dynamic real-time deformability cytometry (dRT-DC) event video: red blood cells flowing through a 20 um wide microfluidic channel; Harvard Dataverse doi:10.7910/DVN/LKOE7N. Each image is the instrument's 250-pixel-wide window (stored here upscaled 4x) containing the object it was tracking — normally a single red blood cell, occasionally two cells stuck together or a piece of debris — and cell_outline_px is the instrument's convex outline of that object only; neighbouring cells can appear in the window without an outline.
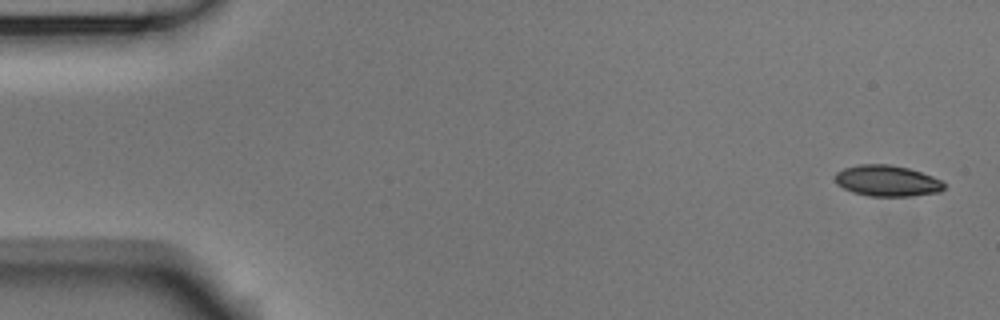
{"species": "Egyptian fruit bat (a non-hibernating species)", "species_latin": "Rousettus aegyptiacus", "temperature_condition": "room temperature", "stored_images_in_passage": 5, "camera_frame_rate_fps": 3000, "um_per_image_px": 0.085, "animal": {"sex": "male"}, "frame": {"image": 1, "passage_image": 1, "time_ms": 0.0, "image_size_px": [1000, 320], "cell_outline_px": [[944, 188], [940, 192], [912, 196], [868, 196], [852, 192], [836, 184], [832, 176], [836, 172], [844, 168], [860, 164], [888, 164], [908, 168], [932, 176], [940, 180], [944, 184]], "centroid_in_image_um": [75.35, 15.37], "position_along_channel_um": 9.6, "area_um2": 19.83}}
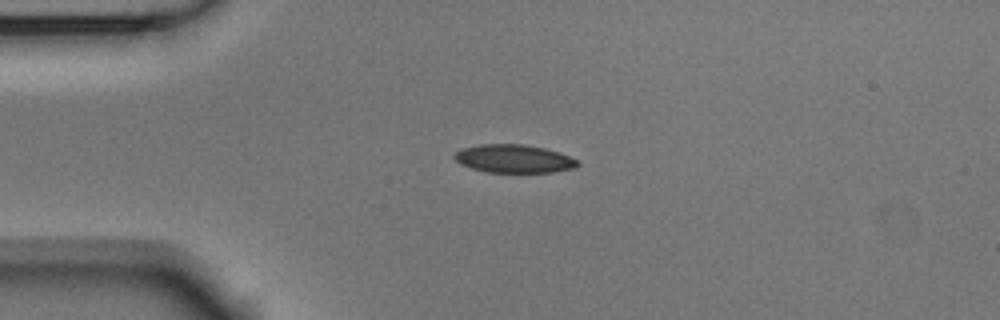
{"frame": {"image": 2, "passage_image": 4, "time_ms": 1.0, "image_size_px": [1000, 320], "cell_outline_px": [[580, 164], [576, 168], [552, 172], [488, 172], [472, 168], [460, 164], [452, 156], [460, 148], [480, 144], [524, 144], [544, 148], [568, 156], [576, 160]], "centroid_in_image_um": [43.64, 13.49], "position_along_channel_um": 41.4, "area_um2": 20.17}}